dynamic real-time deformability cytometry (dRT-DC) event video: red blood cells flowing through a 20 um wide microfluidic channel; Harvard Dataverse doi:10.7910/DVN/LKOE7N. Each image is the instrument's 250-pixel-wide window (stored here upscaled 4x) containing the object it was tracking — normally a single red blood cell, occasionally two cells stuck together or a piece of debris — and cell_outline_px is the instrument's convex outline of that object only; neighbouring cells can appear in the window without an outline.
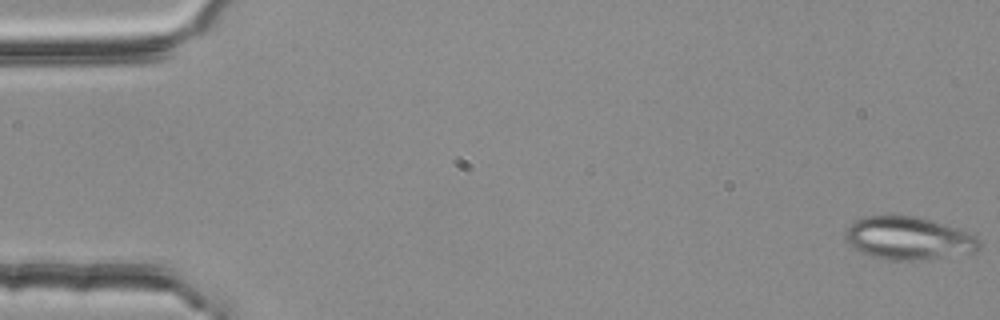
{"species": "common noctule bat (a hibernating species)", "species_latin": "Nyctalus noctula", "temperature_condition": "room temperature", "stored_images_in_passage": 53, "camera_frame_rate_fps": 3000, "um_per_image_px": 0.085, "animal": {"sex": "female", "body_mass_g": 25.1}, "frame": {"image": 1, "passage_image": 1, "time_ms": 0.0, "image_size_px": [1000, 320], "cell_outline_px": [[980, 248], [976, 252], [912, 260], [884, 260], [872, 256], [852, 248], [844, 240], [844, 232], [856, 220], [864, 216], [916, 216], [932, 220], [956, 228], [976, 236], [980, 240]], "centroid_in_image_um": [77.19, 20.25], "position_along_channel_um": 7.8, "area_um2": 33.29}}
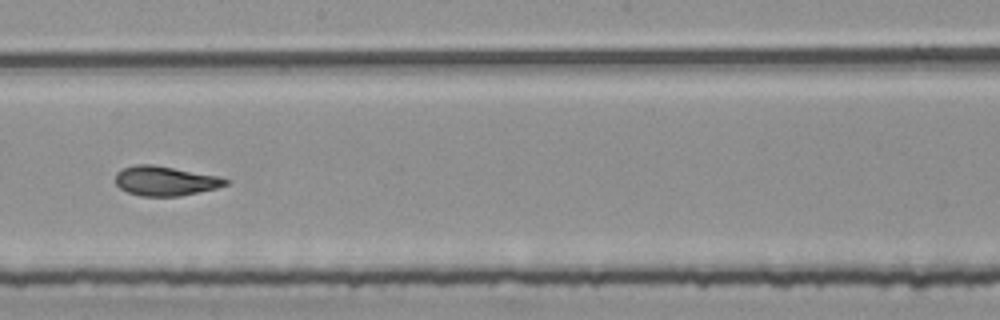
{"frame": {"image": 2, "passage_image": 31, "time_ms": 10.0, "image_size_px": [1000, 320], "cell_outline_px": [[232, 180], [228, 184], [216, 188], [180, 196], [140, 196], [128, 192], [120, 188], [116, 184], [116, 172], [124, 168], [136, 164], [152, 164], [220, 176]], "centroid_in_image_um": [14.07, 15.37], "position_along_channel_um": 234.1, "area_um2": 19.02}}
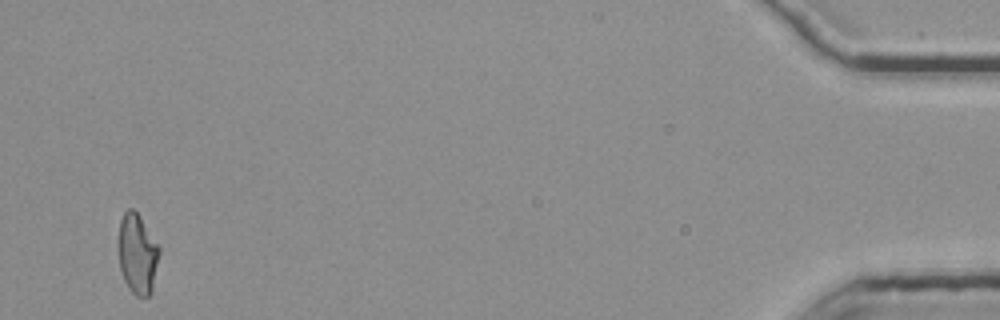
{"frame": {"image": 3, "passage_image": 53, "time_ms": 17.333, "image_size_px": [1000, 320], "cell_outline_px": [[160, 252], [152, 292], [148, 296], [136, 296], [128, 288], [124, 280], [120, 268], [116, 240], [120, 220], [124, 212], [128, 208], [132, 208], [140, 216], [160, 248]], "centroid_in_image_um": [11.65, 21.56], "position_along_channel_um": 423.5, "area_um2": 19.48}, "authors_computed_cell_mechanics": {"area_um2": 19.4786, "velocity_mm_per_s": 3.7819, "shape_relaxation_time_tau1_ms": 7.7186, "shape_relaxation_time_tau2_ms": 1.983, "deformation_change_tau1": 0.2201, "deformation_change_tau2": 0.0919}}